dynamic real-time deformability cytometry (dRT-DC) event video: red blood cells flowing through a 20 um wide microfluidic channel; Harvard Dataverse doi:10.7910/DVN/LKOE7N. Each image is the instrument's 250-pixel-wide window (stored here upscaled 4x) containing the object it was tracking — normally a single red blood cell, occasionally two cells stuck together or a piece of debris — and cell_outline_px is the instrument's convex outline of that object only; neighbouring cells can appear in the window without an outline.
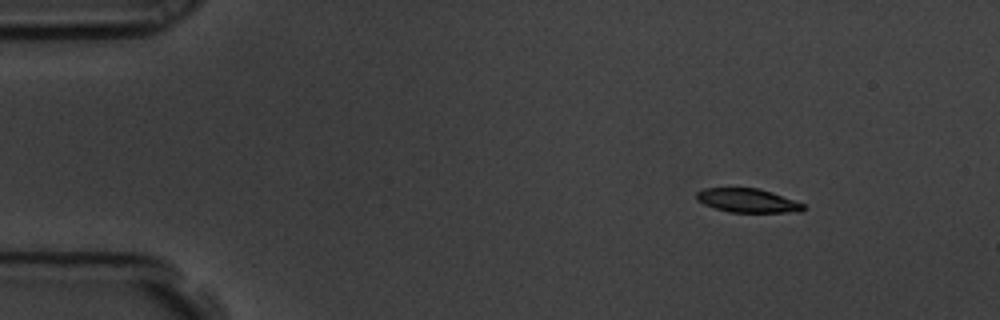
{"species": "common noctule bat (a hibernating species)", "species_latin": "Nyctalus noctula", "temperature_condition": "room temperature", "stored_images_in_passage": 51, "camera_frame_rate_fps": 3000, "um_per_image_px": 0.085, "animal": {"sex": "male", "body_mass_g": 19.5, "forearm_length_mm": 54.6}, "frame": {"image": 1, "passage_image": 1, "time_ms": 0.0, "image_size_px": [1000, 320], "cell_outline_px": [[804, 208], [800, 212], [728, 212], [704, 204], [696, 200], [696, 192], [704, 188], [756, 188], [772, 192], [804, 204]], "centroid_in_image_um": [63.51, 17.04], "position_along_channel_um": 21.5, "area_um2": 14.74}}
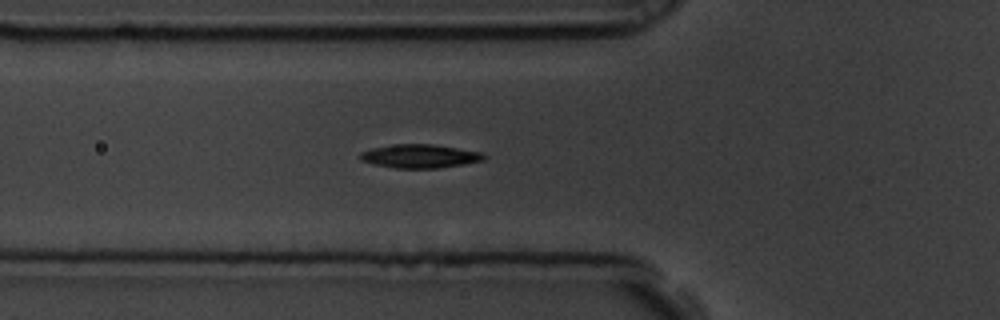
{"frame": {"image": 2, "passage_image": 14, "time_ms": 4.333, "image_size_px": [1000, 320], "cell_outline_px": [[488, 156], [484, 160], [464, 164], [440, 168], [396, 168], [372, 164], [360, 160], [360, 152], [372, 148], [396, 144], [432, 144], [480, 152]], "centroid_in_image_um": [35.68, 13.28], "position_along_channel_um": 90.1, "area_um2": 16.99}}
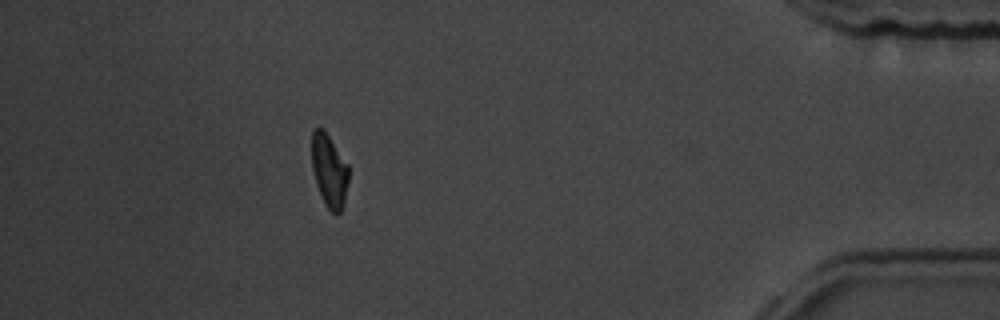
{"frame": {"image": 3, "passage_image": 45, "time_ms": 14.667, "image_size_px": [1000, 320], "cell_outline_px": [[348, 180], [344, 200], [340, 212], [336, 216], [324, 204], [316, 184], [312, 168], [312, 132], [316, 128], [324, 128], [348, 164]], "centroid_in_image_um": [27.98, 14.49], "position_along_channel_um": 407.2, "area_um2": 15.66}, "authors_computed_cell_mechanics": {"area_um2": 16.4152, "velocity_mm_per_s": 3.5641, "shape_relaxation_time_tau1_ms": 3.2032, "shape_relaxation_time_tau2_ms": 4.1213, "deformation_change_tau1": 0.1214, "deformation_change_tau2": 0.0999}}